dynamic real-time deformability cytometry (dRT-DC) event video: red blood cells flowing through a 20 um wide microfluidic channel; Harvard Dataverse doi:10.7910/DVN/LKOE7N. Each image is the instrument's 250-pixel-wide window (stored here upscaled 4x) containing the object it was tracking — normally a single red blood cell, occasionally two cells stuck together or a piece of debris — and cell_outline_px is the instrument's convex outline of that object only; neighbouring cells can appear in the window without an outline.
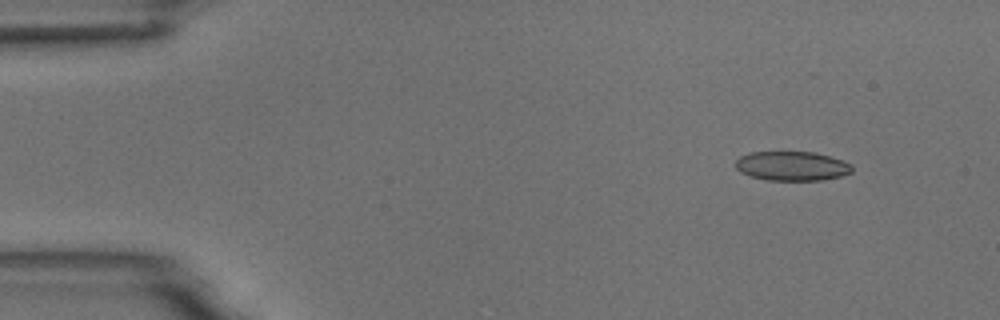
{"species": "common noctule bat (a hibernating species)", "species_latin": "Nyctalus noctula", "temperature_condition": "room temperature", "stored_images_in_passage": 5, "camera_frame_rate_fps": 3000, "um_per_image_px": 0.085, "animal": {"sex": "male", "body_mass_g": 18.8}, "frame": {"image": 1, "passage_image": 2, "time_ms": 1.333, "image_size_px": [1000, 320], "cell_outline_px": [[852, 172], [840, 176], [820, 180], [764, 180], [748, 176], [740, 172], [736, 168], [736, 160], [740, 156], [752, 152], [812, 152], [844, 160], [852, 164]], "centroid_in_image_um": [67.3, 14.11], "position_along_channel_um": 17.7, "area_um2": 19.94}}
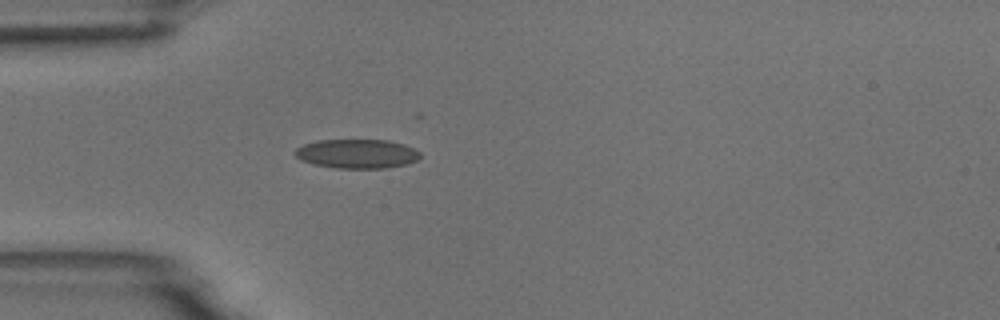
{"frame": {"image": 2, "passage_image": 5, "time_ms": 4.667, "image_size_px": [1000, 320], "cell_outline_px": [[420, 156], [416, 160], [404, 164], [388, 168], [336, 168], [316, 164], [300, 160], [292, 152], [296, 148], [304, 144], [316, 140], [388, 140], [404, 144], [420, 152]], "centroid_in_image_um": [30.31, 13.06], "position_along_channel_um": 54.7, "area_um2": 21.21}}